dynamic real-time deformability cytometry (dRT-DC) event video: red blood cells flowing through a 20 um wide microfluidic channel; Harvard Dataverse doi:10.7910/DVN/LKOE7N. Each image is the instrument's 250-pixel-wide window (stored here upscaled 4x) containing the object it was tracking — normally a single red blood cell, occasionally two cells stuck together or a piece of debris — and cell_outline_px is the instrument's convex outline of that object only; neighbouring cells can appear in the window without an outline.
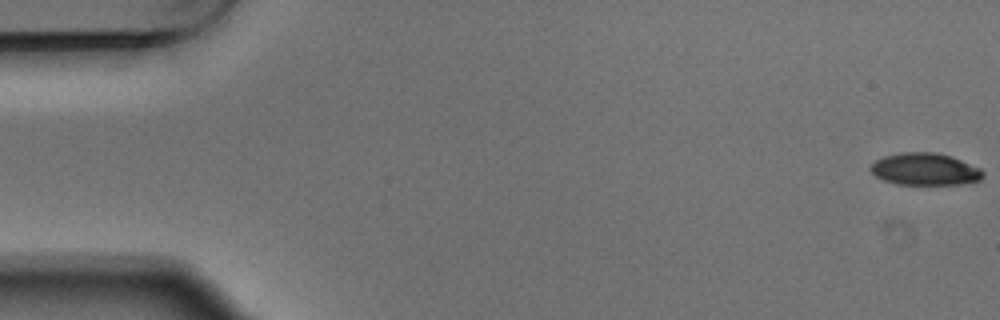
{"species": "Egyptian fruit bat (a non-hibernating species)", "species_latin": "Rousettus aegyptiacus", "temperature_condition": "warm", "stored_images_in_passage": 5, "camera_frame_rate_fps": 3000, "um_per_image_px": 0.085, "animal": {"sex": "male"}, "frame": {"image": 1, "passage_image": 1, "time_ms": 0.0, "image_size_px": [1000, 320], "cell_outline_px": [[984, 176], [980, 180], [960, 184], [896, 184], [884, 180], [876, 176], [868, 168], [876, 160], [884, 156], [900, 152], [936, 152], [952, 156], [980, 168], [984, 172]], "centroid_in_image_um": [78.62, 14.37], "position_along_channel_um": 6.4, "area_um2": 21.1}}
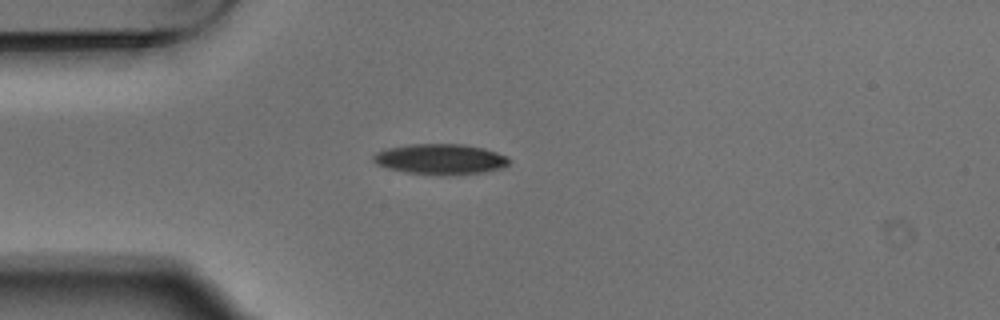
{"frame": {"image": 2, "passage_image": 5, "time_ms": 1.333, "image_size_px": [1000, 320], "cell_outline_px": [[508, 164], [504, 168], [484, 172], [448, 176], [408, 172], [388, 168], [376, 164], [372, 160], [372, 156], [376, 152], [388, 148], [408, 144], [464, 144], [484, 148], [508, 156]], "centroid_in_image_um": [37.45, 13.53], "position_along_channel_um": 47.6, "area_um2": 24.28}}